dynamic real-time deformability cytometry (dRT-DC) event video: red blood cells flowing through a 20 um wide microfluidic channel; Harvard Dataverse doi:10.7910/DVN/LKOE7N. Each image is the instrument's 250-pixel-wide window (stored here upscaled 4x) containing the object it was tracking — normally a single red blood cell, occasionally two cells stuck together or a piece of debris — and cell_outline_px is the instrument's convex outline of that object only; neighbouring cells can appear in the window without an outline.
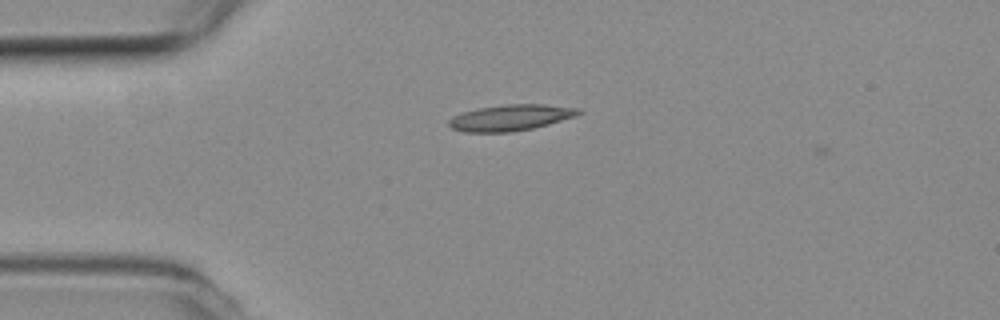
{"species": "common noctule bat (a hibernating species)", "species_latin": "Nyctalus noctula", "temperature_condition": "room temperature", "stored_images_in_passage": 5, "camera_frame_rate_fps": 3000, "um_per_image_px": 0.085, "animal": {"sex": "female", "body_mass_g": 19.3, "forearm_length_mm": 54.1}, "frame": {"image": 1, "passage_image": 3, "time_ms": 0.667, "image_size_px": [1000, 320], "cell_outline_px": [[584, 112], [576, 116], [548, 124], [532, 128], [512, 132], [464, 132], [452, 128], [448, 124], [448, 120], [452, 116], [464, 112], [480, 108], [508, 104], [544, 104], [576, 108]], "centroid_in_image_um": [43.4, 10.0], "position_along_channel_um": 41.6, "area_um2": 19.54}}